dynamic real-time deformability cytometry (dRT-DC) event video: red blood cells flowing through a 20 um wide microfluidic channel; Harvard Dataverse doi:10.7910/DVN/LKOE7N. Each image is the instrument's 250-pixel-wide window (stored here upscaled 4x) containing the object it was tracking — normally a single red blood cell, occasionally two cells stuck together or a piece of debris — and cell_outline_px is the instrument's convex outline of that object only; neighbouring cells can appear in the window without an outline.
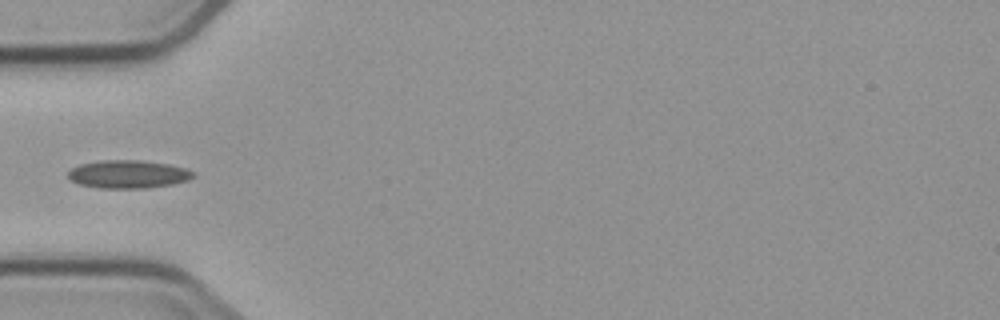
{"species": "common noctule bat (a hibernating species)", "species_latin": "Nyctalus noctula", "temperature_condition": "cold", "stored_images_in_passage": 5, "camera_frame_rate_fps": 3000, "um_per_image_px": 0.085, "animal": {"sex": "male", "body_mass_g": 23.1, "forearm_length_mm": 52.7}, "frame": {"image": 1, "passage_image": 5, "time_ms": 4.667, "image_size_px": [1000, 320], "cell_outline_px": [[196, 176], [188, 180], [172, 184], [144, 188], [100, 188], [80, 184], [72, 180], [68, 176], [68, 172], [72, 168], [80, 164], [100, 160], [140, 160], [168, 164], [184, 168], [196, 172]], "centroid_in_image_um": [10.92, 14.8], "position_along_channel_um": 74.1, "area_um2": 20.4}}